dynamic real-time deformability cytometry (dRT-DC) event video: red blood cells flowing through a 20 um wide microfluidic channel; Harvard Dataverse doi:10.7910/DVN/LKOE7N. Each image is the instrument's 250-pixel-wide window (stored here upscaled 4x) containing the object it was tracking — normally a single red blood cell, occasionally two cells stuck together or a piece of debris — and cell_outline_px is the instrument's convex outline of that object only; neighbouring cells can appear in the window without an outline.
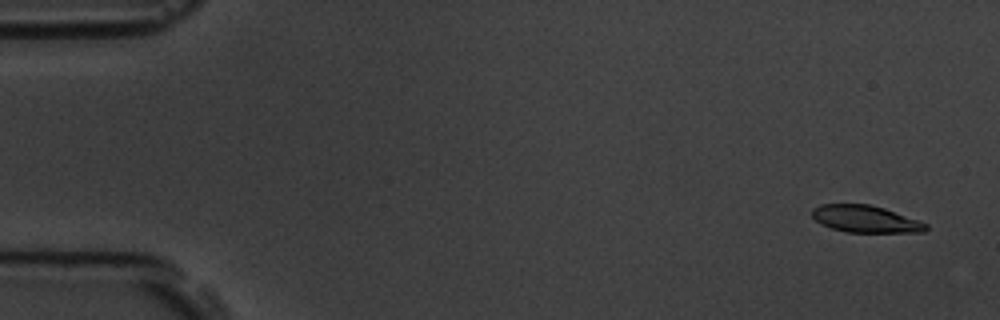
{"species": "common noctule bat (a hibernating species)", "species_latin": "Nyctalus noctula", "temperature_condition": "room temperature", "stored_images_in_passage": 6, "camera_frame_rate_fps": 3000, "um_per_image_px": 0.085, "animal": {"sex": "male", "body_mass_g": 19.5, "forearm_length_mm": 54.6}, "frame": {"image": 1, "passage_image": 1, "time_ms": 0.0, "image_size_px": [1000, 320], "cell_outline_px": [[928, 228], [924, 232], [844, 232], [820, 224], [812, 216], [812, 208], [820, 204], [868, 204], [884, 208], [928, 224]], "centroid_in_image_um": [73.53, 18.61], "position_along_channel_um": 11.5, "area_um2": 17.86}}
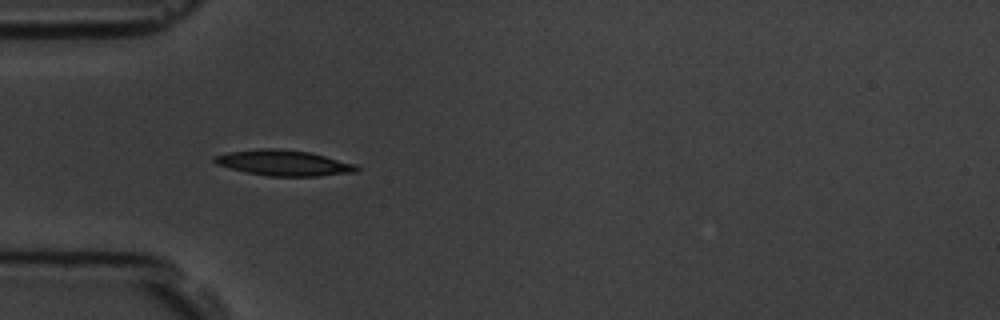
{"frame": {"image": 2, "passage_image": 5, "time_ms": 4.667, "image_size_px": [1000, 320], "cell_outline_px": [[360, 168], [356, 172], [320, 176], [268, 176], [248, 172], [216, 164], [212, 160], [216, 156], [228, 152], [260, 148], [280, 148], [312, 152], [356, 164]], "centroid_in_image_um": [24.17, 13.84], "position_along_channel_um": 60.8, "area_um2": 21.27}}
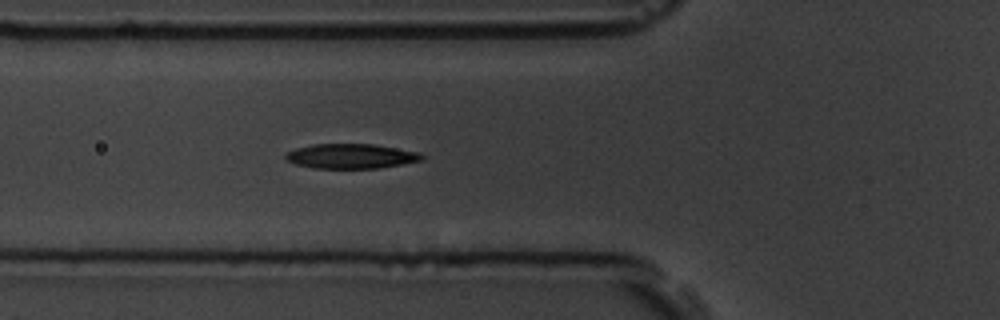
{"frame": {"image": 3, "passage_image": 6, "time_ms": 5.667, "image_size_px": [1000, 320], "cell_outline_px": [[424, 160], [380, 168], [312, 168], [296, 164], [288, 160], [284, 156], [288, 152], [296, 148], [312, 144], [376, 144], [420, 152], [424, 156]], "centroid_in_image_um": [29.88, 13.27], "position_along_channel_um": 95.9, "area_um2": 19.71}}